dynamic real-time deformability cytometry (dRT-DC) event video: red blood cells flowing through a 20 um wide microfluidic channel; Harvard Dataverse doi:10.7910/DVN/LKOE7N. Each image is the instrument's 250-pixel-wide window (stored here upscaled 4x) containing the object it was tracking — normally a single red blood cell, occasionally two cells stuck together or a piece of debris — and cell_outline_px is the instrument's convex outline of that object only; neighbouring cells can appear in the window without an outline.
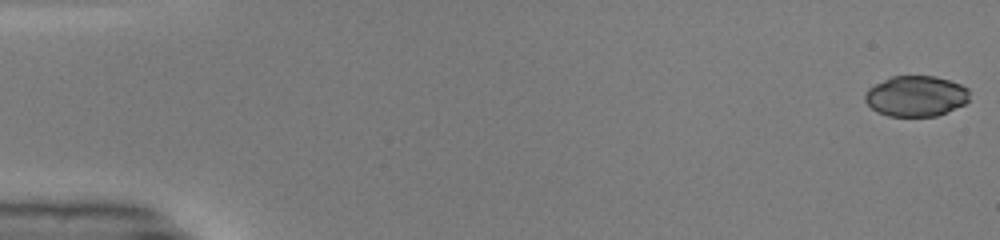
{"species": "common noctule bat (a hibernating species)", "species_latin": "Nyctalus noctula", "temperature_condition": "warm", "stored_images_in_passage": 49, "camera_frame_rate_fps": 3000, "um_per_image_px": 0.085, "animal": {"sex": "male", "body_mass_g": 19.0, "forearm_length_mm": 50.8}, "frame": {"image": 1, "passage_image": 1, "time_ms": 0.0, "image_size_px": [1000, 240], "cell_outline_px": [[968, 100], [964, 104], [936, 116], [888, 116], [876, 112], [864, 100], [864, 96], [868, 88], [892, 76], [936, 76], [960, 84], [968, 88]], "centroid_in_image_um": [77.83, 8.17], "position_along_channel_um": 7.2, "area_um2": 24.62}}
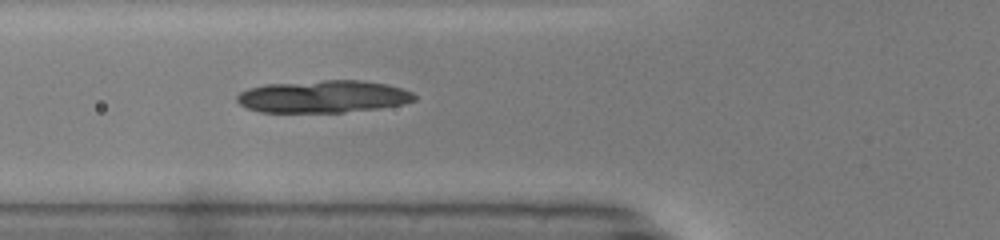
{"frame": {"image": 2, "passage_image": 19, "time_ms": 6.0, "image_size_px": [1000, 240], "cell_outline_px": [[416, 100], [404, 104], [380, 108], [344, 112], [260, 112], [248, 108], [240, 104], [236, 100], [236, 96], [240, 92], [248, 88], [264, 84], [324, 80], [364, 80], [388, 84], [412, 92], [416, 96]], "centroid_in_image_um": [27.48, 8.2], "position_along_channel_um": 98.3, "area_um2": 33.7}}
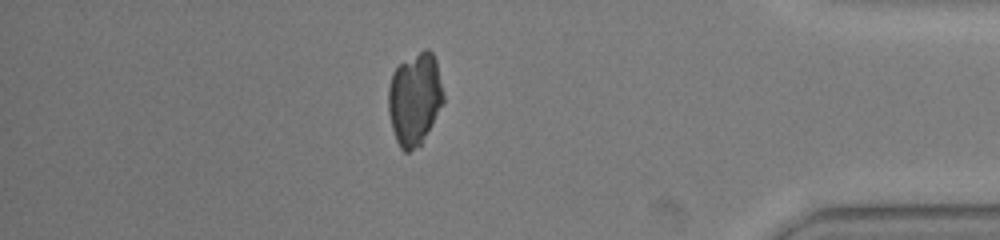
{"frame": {"image": 3, "passage_image": 43, "time_ms": 14.0, "image_size_px": [1000, 240], "cell_outline_px": [[444, 100], [432, 124], [420, 144], [408, 152], [404, 152], [400, 148], [396, 140], [392, 128], [388, 112], [388, 88], [392, 72], [400, 64], [424, 48], [428, 48], [432, 52], [436, 60], [444, 96]], "centroid_in_image_um": [35.23, 8.39], "position_along_channel_um": 400.0, "area_um2": 29.48}}